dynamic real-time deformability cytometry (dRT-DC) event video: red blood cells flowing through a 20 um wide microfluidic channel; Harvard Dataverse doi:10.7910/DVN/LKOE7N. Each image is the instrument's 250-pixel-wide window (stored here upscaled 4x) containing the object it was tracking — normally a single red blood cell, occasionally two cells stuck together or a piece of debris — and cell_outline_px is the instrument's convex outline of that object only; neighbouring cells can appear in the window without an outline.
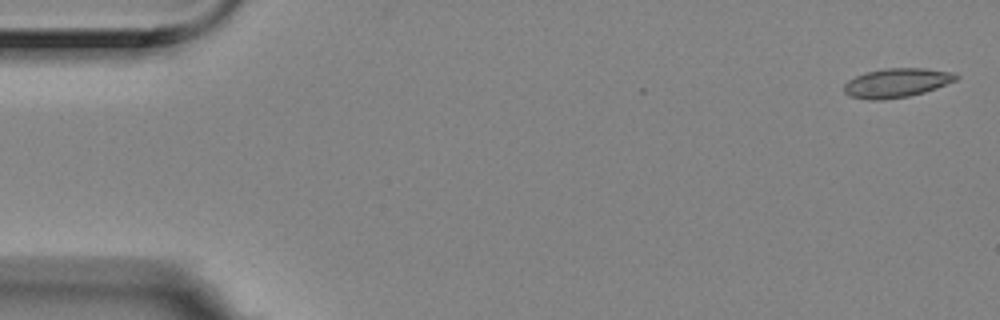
{"species": "Egyptian fruit bat (a non-hibernating species)", "species_latin": "Rousettus aegyptiacus", "temperature_condition": "room temperature", "stored_images_in_passage": 5, "camera_frame_rate_fps": 3000, "um_per_image_px": 0.085, "animal": {"sex": "female"}, "frame": {"image": 1, "passage_image": 1, "time_ms": 0.0, "image_size_px": [1000, 320], "cell_outline_px": [[960, 76], [956, 80], [936, 88], [924, 92], [908, 96], [880, 100], [868, 100], [848, 96], [844, 92], [844, 84], [848, 80], [864, 72], [884, 68], [924, 68], [956, 72]], "centroid_in_image_um": [76.21, 7.03], "position_along_channel_um": 8.8, "area_um2": 19.19}}
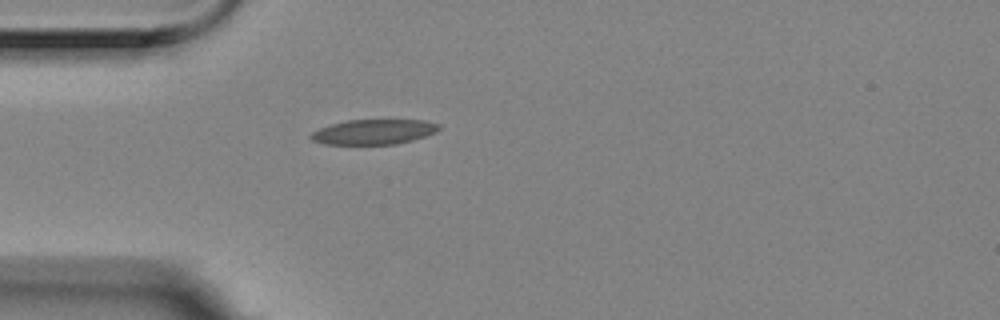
{"frame": {"image": 2, "passage_image": 5, "time_ms": 1.333, "image_size_px": [1000, 320], "cell_outline_px": [[440, 128], [436, 132], [412, 140], [396, 144], [324, 144], [312, 140], [308, 136], [312, 132], [320, 128], [332, 124], [348, 120], [424, 120], [440, 124]], "centroid_in_image_um": [31.77, 11.21], "position_along_channel_um": 53.2, "area_um2": 18.55}}